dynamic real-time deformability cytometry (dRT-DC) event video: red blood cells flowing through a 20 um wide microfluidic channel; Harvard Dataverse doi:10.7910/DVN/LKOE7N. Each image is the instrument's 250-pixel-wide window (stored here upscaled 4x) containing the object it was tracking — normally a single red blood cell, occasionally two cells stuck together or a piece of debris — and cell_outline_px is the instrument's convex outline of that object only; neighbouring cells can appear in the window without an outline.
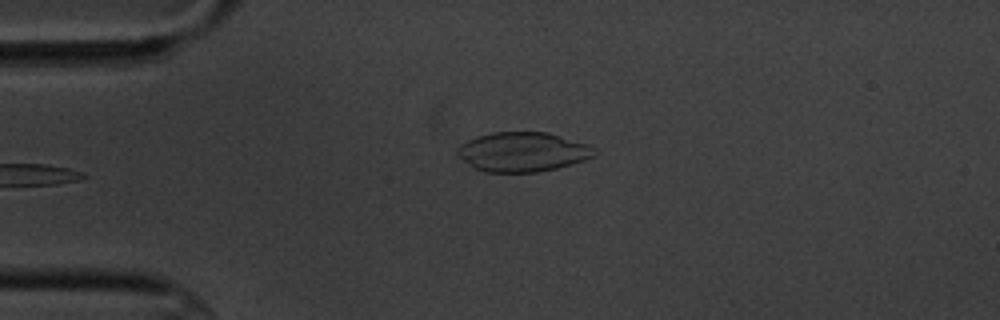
{"species": "common noctule bat (a hibernating species)", "species_latin": "Nyctalus noctula", "temperature_condition": "cold", "stored_images_in_passage": 5, "camera_frame_rate_fps": 3000, "um_per_image_px": 0.085, "animal": {"sex": "male", "body_mass_g": 20.1, "forearm_length_mm": 53.5}, "frame": {"image": 1, "passage_image": 5, "time_ms": 5.333, "image_size_px": [1000, 320], "cell_outline_px": [[596, 156], [572, 164], [556, 168], [536, 172], [488, 172], [476, 168], [456, 156], [456, 148], [460, 144], [476, 136], [492, 132], [548, 132], [588, 144], [596, 148]], "centroid_in_image_um": [44.43, 12.9], "position_along_channel_um": 40.6, "area_um2": 31.67}}